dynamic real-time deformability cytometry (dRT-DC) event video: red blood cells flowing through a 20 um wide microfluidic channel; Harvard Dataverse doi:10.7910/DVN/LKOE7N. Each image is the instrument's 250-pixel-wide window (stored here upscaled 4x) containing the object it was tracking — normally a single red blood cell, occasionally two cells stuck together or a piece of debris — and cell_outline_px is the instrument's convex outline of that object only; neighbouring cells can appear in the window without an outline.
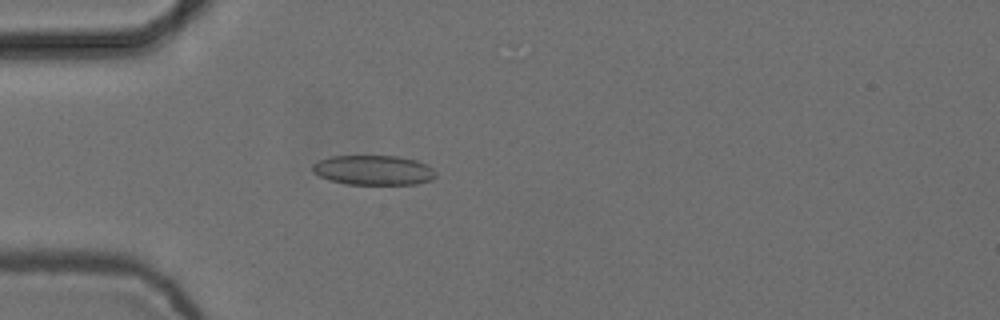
{"species": "common noctule bat (a hibernating species)", "species_latin": "Nyctalus noctula", "temperature_condition": "cold", "stored_images_in_passage": 4, "camera_frame_rate_fps": 3000, "um_per_image_px": 0.085, "animal": {"sex": "female", "body_mass_g": 24.6, "forearm_length_mm": 56.2}, "frame": {"image": 1, "passage_image": 4, "time_ms": 1.0, "image_size_px": [1000, 320], "cell_outline_px": [[436, 176], [432, 180], [416, 184], [348, 184], [332, 180], [320, 176], [312, 172], [312, 164], [320, 160], [332, 156], [400, 156], [416, 160], [428, 164], [436, 172]], "centroid_in_image_um": [31.79, 14.46], "position_along_channel_um": 53.2, "area_um2": 21.39}}